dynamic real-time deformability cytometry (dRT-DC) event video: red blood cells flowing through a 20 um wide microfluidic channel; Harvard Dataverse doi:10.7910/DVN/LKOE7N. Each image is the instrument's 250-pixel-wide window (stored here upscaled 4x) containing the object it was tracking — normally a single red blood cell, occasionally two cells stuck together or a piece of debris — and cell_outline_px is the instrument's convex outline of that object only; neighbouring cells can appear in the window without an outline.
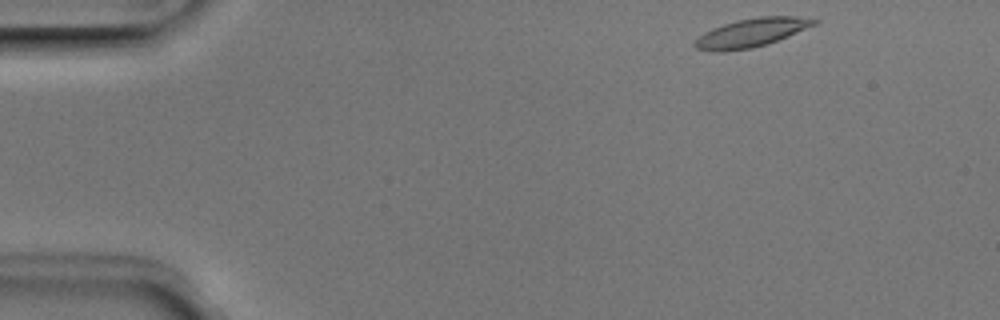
{"species": "Egyptian fruit bat (a non-hibernating species)", "species_latin": "Rousettus aegyptiacus", "temperature_condition": "room temperature", "stored_images_in_passage": 46, "camera_frame_rate_fps": 3000, "um_per_image_px": 0.085, "animal": {"sex": "male"}, "frame": {"image": 1, "passage_image": 1, "time_ms": 0.0, "image_size_px": [1000, 320], "cell_outline_px": [[820, 20], [816, 24], [776, 40], [752, 48], [724, 52], [712, 52], [696, 48], [692, 44], [704, 32], [712, 28], [736, 20], [760, 16], [796, 16]], "centroid_in_image_um": [63.82, 2.78], "position_along_channel_um": 21.2, "area_um2": 19.65}}
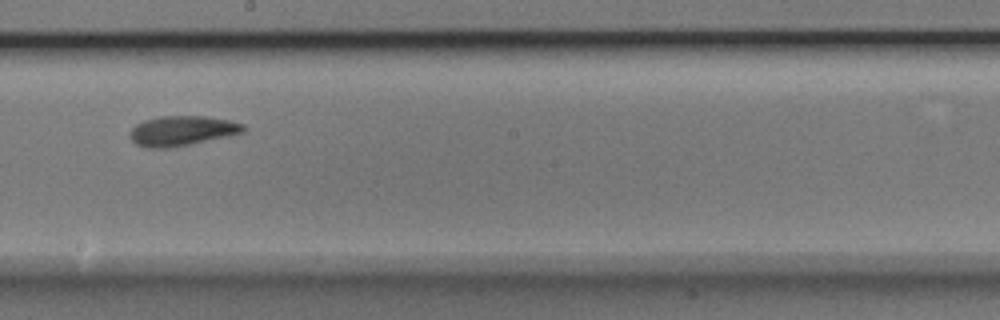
{"frame": {"image": 2, "passage_image": 24, "time_ms": 7.667, "image_size_px": [1000, 320], "cell_outline_px": [[248, 128], [244, 132], [228, 136], [168, 148], [144, 148], [136, 144], [128, 136], [128, 132], [136, 124], [144, 120], [160, 116], [204, 116], [228, 120], [244, 124]], "centroid_in_image_um": [15.44, 11.11], "position_along_channel_um": 232.8, "area_um2": 19.83}}
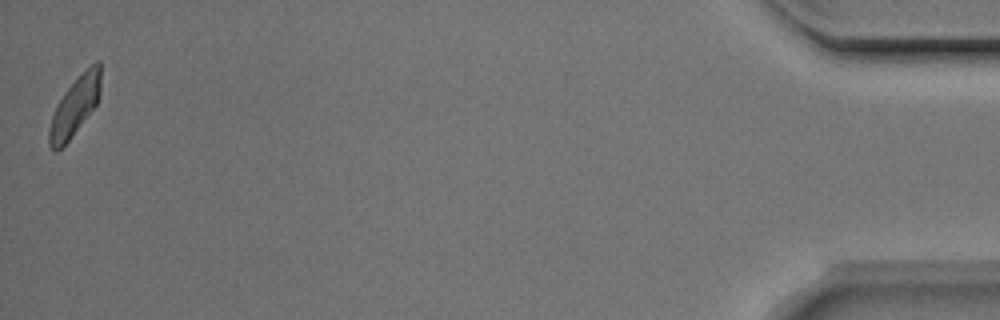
{"frame": {"image": 3, "passage_image": 46, "time_ms": 15.0, "image_size_px": [1000, 320], "cell_outline_px": [[100, 92], [96, 104], [68, 140], [56, 152], [48, 144], [48, 128], [52, 116], [64, 92], [96, 60], [100, 60]], "centroid_in_image_um": [6.35, 9.05], "position_along_channel_um": 428.9, "area_um2": 16.88}, "authors_computed_cell_mechanics": {"area_um2": 18.9873, "velocity_mm_per_s": 3.9333, "shape_relaxation_time_tau1_ms": 3.6726, "shape_relaxation_time_tau2_ms": 4.8427, "deformation_change_tau1": 0.1374, "deformation_change_tau2": 0.121}}